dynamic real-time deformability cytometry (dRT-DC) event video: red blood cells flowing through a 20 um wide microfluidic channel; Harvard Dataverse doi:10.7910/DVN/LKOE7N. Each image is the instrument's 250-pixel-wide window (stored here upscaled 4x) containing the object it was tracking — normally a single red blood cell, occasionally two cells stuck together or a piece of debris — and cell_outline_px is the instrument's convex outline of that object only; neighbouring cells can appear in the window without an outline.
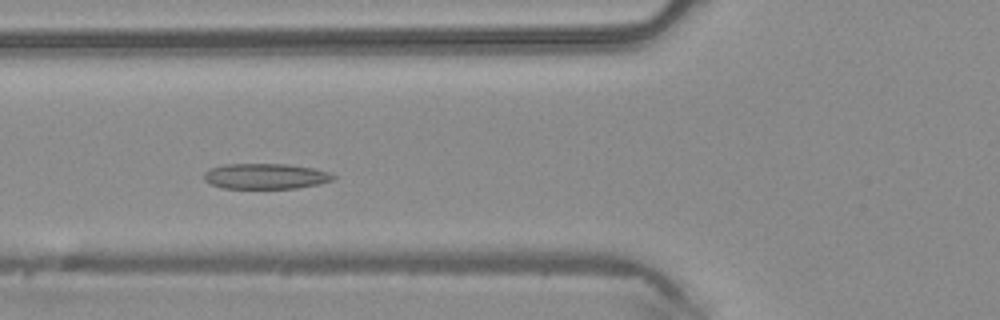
{"species": "common noctule bat (a hibernating species)", "species_latin": "Nyctalus noctula", "temperature_condition": "warm", "stored_images_in_passage": 42, "camera_frame_rate_fps": 3000, "um_per_image_px": 0.085, "animal": {"sex": "male", "body_mass_g": 20.4}, "frame": {"image": 1, "passage_image": 12, "time_ms": 3.667, "image_size_px": [1000, 320], "cell_outline_px": [[336, 180], [320, 184], [296, 188], [224, 188], [212, 184], [204, 180], [204, 172], [212, 168], [224, 164], [288, 164], [312, 168], [332, 172], [336, 176]], "centroid_in_image_um": [22.64, 14.98], "position_along_channel_um": 103.2, "area_um2": 19.31}}
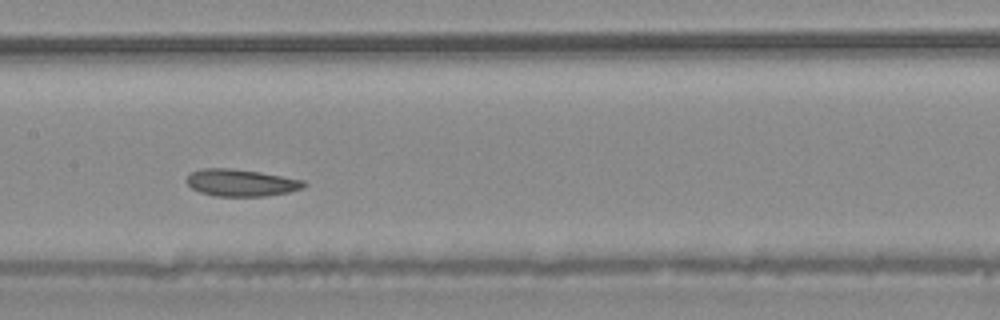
{"frame": {"image": 2, "passage_image": 18, "time_ms": 5.667, "image_size_px": [1000, 320], "cell_outline_px": [[308, 184], [304, 188], [288, 192], [264, 196], [216, 196], [200, 192], [192, 188], [188, 184], [188, 172], [204, 168], [228, 168], [260, 172], [304, 180]], "centroid_in_image_um": [20.51, 15.53], "position_along_channel_um": 186.9, "area_um2": 18.44}}
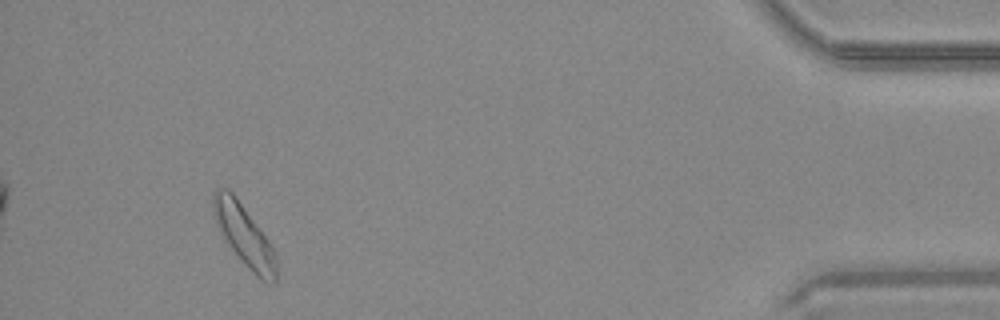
{"frame": {"image": 3, "passage_image": 39, "time_ms": 12.667, "image_size_px": [1000, 320], "cell_outline_px": [[276, 280], [272, 284], [260, 280], [240, 260], [228, 244], [216, 224], [212, 212], [212, 196], [216, 188], [228, 188], [232, 192], [268, 240], [276, 256]], "centroid_in_image_um": [20.73, 20.01], "position_along_channel_um": 414.5, "area_um2": 22.2}, "authors_computed_cell_mechanics": {"area_um2": 19.652, "velocity_mm_per_s": 4.1743, "shape_relaxation_time_tau1_ms": 2.8023, "shape_relaxation_time_tau2_ms": 8.0737, "deformation_change_tau1": 0.0857, "deformation_change_tau2": 0.1358}}